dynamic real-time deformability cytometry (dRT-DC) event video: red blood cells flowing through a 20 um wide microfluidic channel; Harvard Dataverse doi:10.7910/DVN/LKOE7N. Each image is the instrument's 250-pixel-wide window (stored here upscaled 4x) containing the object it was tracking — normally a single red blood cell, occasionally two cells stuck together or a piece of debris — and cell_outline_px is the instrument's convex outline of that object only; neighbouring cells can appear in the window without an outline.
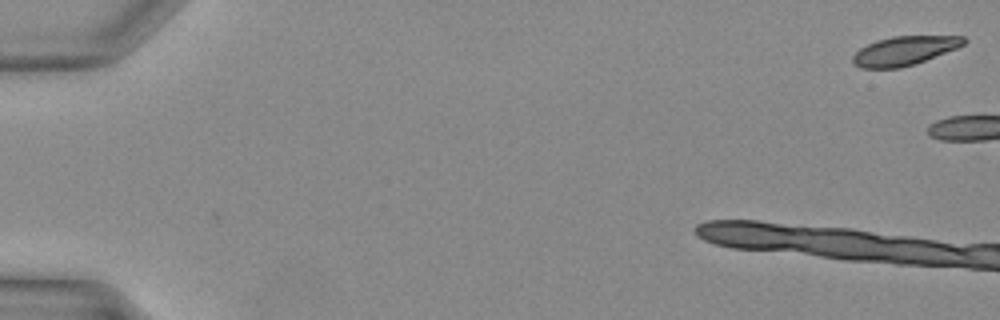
{"species": "Egyptian fruit bat (a non-hibernating species)", "species_latin": "Rousettus aegyptiacus", "temperature_condition": "warm", "stored_images_in_passage": 11, "camera_frame_rate_fps": 3000, "um_per_image_px": 0.085, "animal": {"sex": "female"}, "frame": {"image": 1, "passage_image": 1, "time_ms": 0.0, "image_size_px": [1000, 320], "cell_outline_px": [[968, 40], [964, 44], [956, 48], [916, 64], [900, 68], [860, 68], [852, 64], [852, 56], [860, 48], [876, 40], [892, 36], [964, 36]], "centroid_in_image_um": [76.85, 4.32], "position_along_channel_um": 8.2, "area_um2": 18.84}}
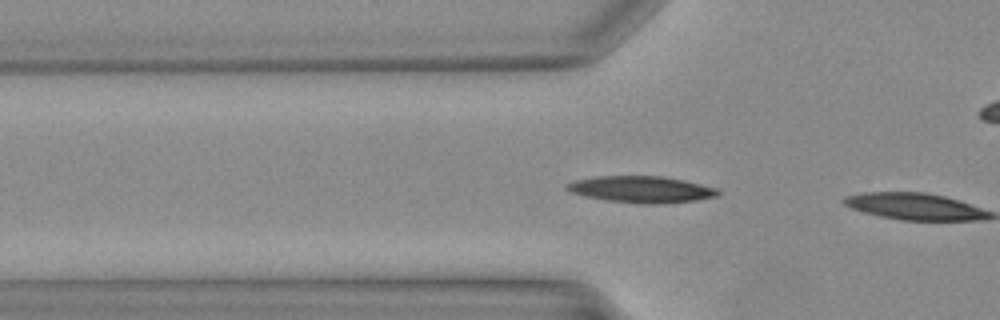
{"frame": {"image": 2, "passage_image": 10, "time_ms": 3.0, "image_size_px": [1000, 320], "cell_outline_px": [[720, 192], [716, 196], [696, 200], [656, 204], [640, 204], [608, 200], [584, 196], [572, 192], [564, 188], [564, 184], [576, 180], [596, 176], [664, 176], [684, 180], [716, 188]], "centroid_in_image_um": [54.48, 16.09], "position_along_channel_um": 71.3, "area_um2": 23.29}}